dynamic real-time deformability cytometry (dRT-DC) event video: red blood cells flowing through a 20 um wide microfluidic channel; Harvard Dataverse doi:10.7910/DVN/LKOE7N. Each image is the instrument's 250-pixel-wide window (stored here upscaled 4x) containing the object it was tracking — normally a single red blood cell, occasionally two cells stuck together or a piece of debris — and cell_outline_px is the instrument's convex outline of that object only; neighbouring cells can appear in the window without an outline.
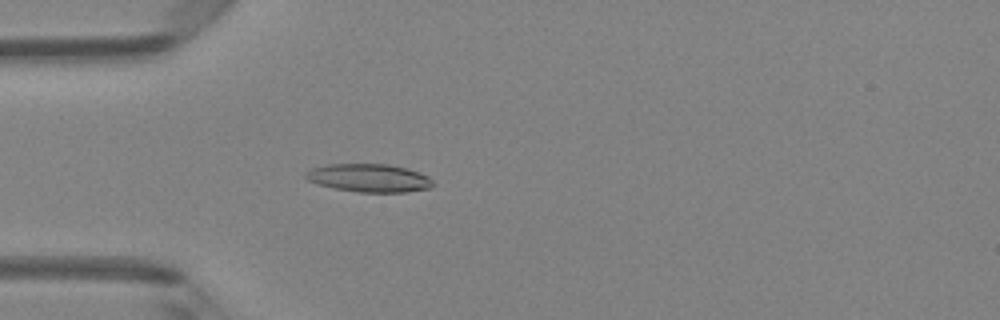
{"species": "Egyptian fruit bat (a non-hibernating species)", "species_latin": "Rousettus aegyptiacus", "temperature_condition": "room temperature", "stored_images_in_passage": 48, "camera_frame_rate_fps": 3000, "um_per_image_px": 0.085, "animal": {"sex": "female"}, "frame": {"image": 1, "passage_image": 14, "time_ms": 4.333, "image_size_px": [1000, 320], "cell_outline_px": [[436, 184], [428, 188], [404, 192], [360, 192], [336, 188], [320, 184], [308, 180], [304, 176], [304, 172], [312, 168], [328, 164], [388, 164], [408, 168], [428, 176]], "centroid_in_image_um": [31.39, 15.11], "position_along_channel_um": 53.6, "area_um2": 20.75}}
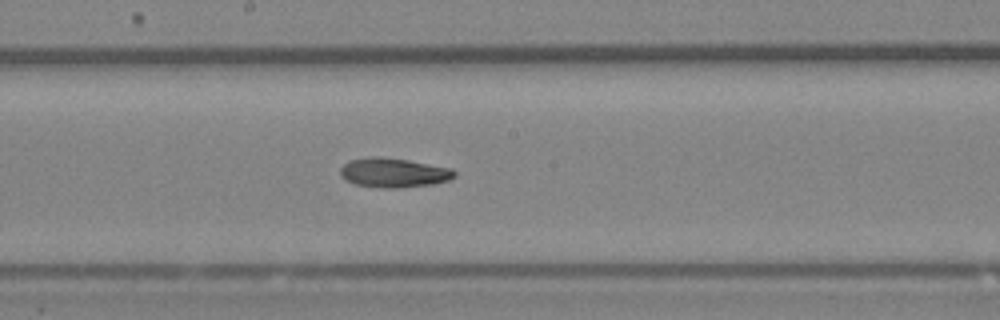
{"frame": {"image": 2, "passage_image": 26, "time_ms": 8.333, "image_size_px": [1000, 320], "cell_outline_px": [[456, 176], [448, 180], [432, 184], [400, 188], [380, 188], [356, 184], [344, 180], [340, 176], [340, 168], [348, 160], [372, 156], [376, 156], [408, 160], [452, 168], [456, 172]], "centroid_in_image_um": [33.43, 14.68], "position_along_channel_um": 214.8, "area_um2": 19.71}}
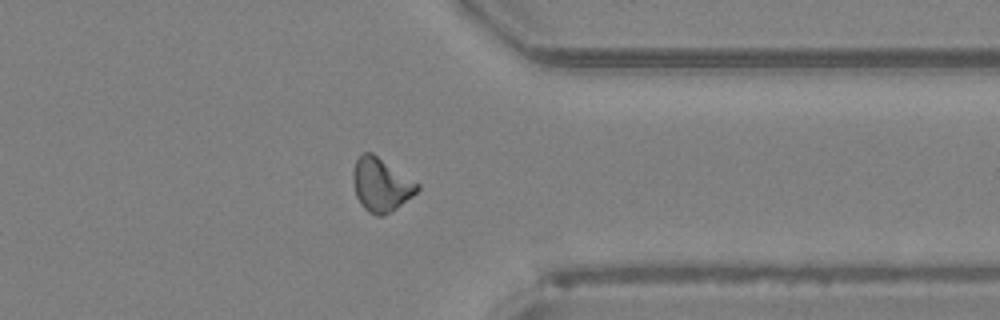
{"frame": {"image": 3, "passage_image": 38, "time_ms": 12.333, "image_size_px": [1000, 320], "cell_outline_px": [[420, 188], [412, 196], [396, 208], [384, 216], [376, 216], [368, 212], [360, 204], [356, 196], [352, 180], [352, 172], [356, 160], [364, 152], [372, 152], [420, 184]], "centroid_in_image_um": [32.37, 15.71], "position_along_channel_um": 379.0, "area_um2": 20.06}, "authors_computed_cell_mechanics": {"area_um2": 19.7676, "velocity_mm_per_s": 4.2392, "shape_relaxation_time_tau1_ms": 5.4744, "shape_relaxation_time_tau2_ms": 5.0137, "deformation_change_tau1": 0.177, "deformation_change_tau2": 0.1297}}